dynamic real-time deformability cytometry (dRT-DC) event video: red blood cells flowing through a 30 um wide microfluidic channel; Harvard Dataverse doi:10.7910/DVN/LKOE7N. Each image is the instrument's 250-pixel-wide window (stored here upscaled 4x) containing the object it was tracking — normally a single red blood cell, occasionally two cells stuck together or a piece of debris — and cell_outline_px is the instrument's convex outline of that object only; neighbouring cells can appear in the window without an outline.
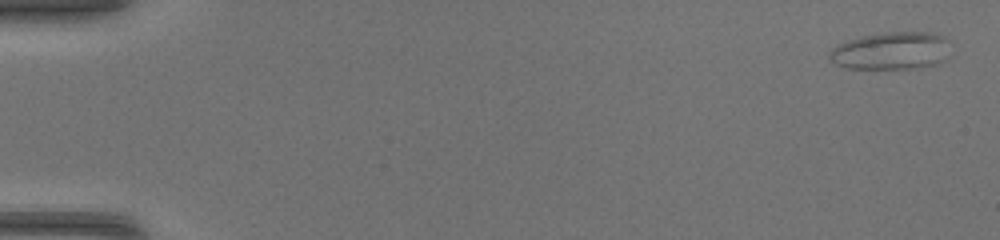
{"species": "common noctule bat (a hibernating species)", "species_latin": "Nyctalus noctula", "temperature_condition": "warm", "stored_images_in_passage": 13, "camera_frame_rate_fps": 3000, "um_per_image_px": 0.085, "animal": {"sex": "female", "body_mass_g": 17.0, "forearm_length_mm": 48.0}, "frame": {"image": 1, "passage_image": 1, "time_ms": 0.0, "image_size_px": [1000, 240], "cell_outline_px": [[948, 56], [940, 64], [920, 68], [844, 68], [836, 64], [828, 56], [828, 52], [832, 48], [848, 40], [860, 36], [880, 32], [932, 32], [944, 36], [948, 40]], "centroid_in_image_um": [75.78, 4.31], "position_along_channel_um": 9.2, "area_um2": 26.82}}